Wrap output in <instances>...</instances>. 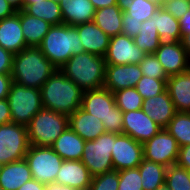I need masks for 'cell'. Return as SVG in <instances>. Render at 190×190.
<instances>
[{
  "label": "cell",
  "instance_id": "44",
  "mask_svg": "<svg viewBox=\"0 0 190 190\" xmlns=\"http://www.w3.org/2000/svg\"><path fill=\"white\" fill-rule=\"evenodd\" d=\"M13 80L11 74H0V99H6Z\"/></svg>",
  "mask_w": 190,
  "mask_h": 190
},
{
  "label": "cell",
  "instance_id": "17",
  "mask_svg": "<svg viewBox=\"0 0 190 190\" xmlns=\"http://www.w3.org/2000/svg\"><path fill=\"white\" fill-rule=\"evenodd\" d=\"M91 180L92 176L81 160H64L55 182L77 190H88Z\"/></svg>",
  "mask_w": 190,
  "mask_h": 190
},
{
  "label": "cell",
  "instance_id": "27",
  "mask_svg": "<svg viewBox=\"0 0 190 190\" xmlns=\"http://www.w3.org/2000/svg\"><path fill=\"white\" fill-rule=\"evenodd\" d=\"M155 20L160 44H173L181 41L182 34L179 20L173 17L164 7H160L152 16Z\"/></svg>",
  "mask_w": 190,
  "mask_h": 190
},
{
  "label": "cell",
  "instance_id": "54",
  "mask_svg": "<svg viewBox=\"0 0 190 190\" xmlns=\"http://www.w3.org/2000/svg\"><path fill=\"white\" fill-rule=\"evenodd\" d=\"M157 5H159L160 7H163L165 4H167L168 2H170L171 0H153Z\"/></svg>",
  "mask_w": 190,
  "mask_h": 190
},
{
  "label": "cell",
  "instance_id": "40",
  "mask_svg": "<svg viewBox=\"0 0 190 190\" xmlns=\"http://www.w3.org/2000/svg\"><path fill=\"white\" fill-rule=\"evenodd\" d=\"M173 17L180 19L189 9L190 1L171 0L163 6Z\"/></svg>",
  "mask_w": 190,
  "mask_h": 190
},
{
  "label": "cell",
  "instance_id": "14",
  "mask_svg": "<svg viewBox=\"0 0 190 190\" xmlns=\"http://www.w3.org/2000/svg\"><path fill=\"white\" fill-rule=\"evenodd\" d=\"M162 129L142 110L123 112V134L145 143Z\"/></svg>",
  "mask_w": 190,
  "mask_h": 190
},
{
  "label": "cell",
  "instance_id": "12",
  "mask_svg": "<svg viewBox=\"0 0 190 190\" xmlns=\"http://www.w3.org/2000/svg\"><path fill=\"white\" fill-rule=\"evenodd\" d=\"M111 156L114 170L138 168L143 159V144L129 135L115 133Z\"/></svg>",
  "mask_w": 190,
  "mask_h": 190
},
{
  "label": "cell",
  "instance_id": "48",
  "mask_svg": "<svg viewBox=\"0 0 190 190\" xmlns=\"http://www.w3.org/2000/svg\"><path fill=\"white\" fill-rule=\"evenodd\" d=\"M18 190H45V184H42L32 178L24 183Z\"/></svg>",
  "mask_w": 190,
  "mask_h": 190
},
{
  "label": "cell",
  "instance_id": "4",
  "mask_svg": "<svg viewBox=\"0 0 190 190\" xmlns=\"http://www.w3.org/2000/svg\"><path fill=\"white\" fill-rule=\"evenodd\" d=\"M39 48L57 69L72 56L84 52L78 30L68 24L52 25Z\"/></svg>",
  "mask_w": 190,
  "mask_h": 190
},
{
  "label": "cell",
  "instance_id": "41",
  "mask_svg": "<svg viewBox=\"0 0 190 190\" xmlns=\"http://www.w3.org/2000/svg\"><path fill=\"white\" fill-rule=\"evenodd\" d=\"M14 55L0 46V74H11Z\"/></svg>",
  "mask_w": 190,
  "mask_h": 190
},
{
  "label": "cell",
  "instance_id": "2",
  "mask_svg": "<svg viewBox=\"0 0 190 190\" xmlns=\"http://www.w3.org/2000/svg\"><path fill=\"white\" fill-rule=\"evenodd\" d=\"M40 90L45 109L69 116L81 107L84 91L59 69L55 70Z\"/></svg>",
  "mask_w": 190,
  "mask_h": 190
},
{
  "label": "cell",
  "instance_id": "35",
  "mask_svg": "<svg viewBox=\"0 0 190 190\" xmlns=\"http://www.w3.org/2000/svg\"><path fill=\"white\" fill-rule=\"evenodd\" d=\"M165 184L170 190H190V172L173 164L166 169Z\"/></svg>",
  "mask_w": 190,
  "mask_h": 190
},
{
  "label": "cell",
  "instance_id": "38",
  "mask_svg": "<svg viewBox=\"0 0 190 190\" xmlns=\"http://www.w3.org/2000/svg\"><path fill=\"white\" fill-rule=\"evenodd\" d=\"M119 172L112 170L92 177L88 190H118Z\"/></svg>",
  "mask_w": 190,
  "mask_h": 190
},
{
  "label": "cell",
  "instance_id": "21",
  "mask_svg": "<svg viewBox=\"0 0 190 190\" xmlns=\"http://www.w3.org/2000/svg\"><path fill=\"white\" fill-rule=\"evenodd\" d=\"M68 126L85 141L95 140L106 132L102 121L81 107L68 116Z\"/></svg>",
  "mask_w": 190,
  "mask_h": 190
},
{
  "label": "cell",
  "instance_id": "29",
  "mask_svg": "<svg viewBox=\"0 0 190 190\" xmlns=\"http://www.w3.org/2000/svg\"><path fill=\"white\" fill-rule=\"evenodd\" d=\"M23 11L28 15L40 18L51 25L63 24L61 7L59 3L52 0H42L33 4H23Z\"/></svg>",
  "mask_w": 190,
  "mask_h": 190
},
{
  "label": "cell",
  "instance_id": "19",
  "mask_svg": "<svg viewBox=\"0 0 190 190\" xmlns=\"http://www.w3.org/2000/svg\"><path fill=\"white\" fill-rule=\"evenodd\" d=\"M142 110L161 128H166L176 113L167 90L157 96L143 99Z\"/></svg>",
  "mask_w": 190,
  "mask_h": 190
},
{
  "label": "cell",
  "instance_id": "37",
  "mask_svg": "<svg viewBox=\"0 0 190 190\" xmlns=\"http://www.w3.org/2000/svg\"><path fill=\"white\" fill-rule=\"evenodd\" d=\"M142 74L146 77L155 79H168V75L157 57L152 54H147L139 63Z\"/></svg>",
  "mask_w": 190,
  "mask_h": 190
},
{
  "label": "cell",
  "instance_id": "10",
  "mask_svg": "<svg viewBox=\"0 0 190 190\" xmlns=\"http://www.w3.org/2000/svg\"><path fill=\"white\" fill-rule=\"evenodd\" d=\"M29 146L26 126L13 122L0 125V166L25 158Z\"/></svg>",
  "mask_w": 190,
  "mask_h": 190
},
{
  "label": "cell",
  "instance_id": "11",
  "mask_svg": "<svg viewBox=\"0 0 190 190\" xmlns=\"http://www.w3.org/2000/svg\"><path fill=\"white\" fill-rule=\"evenodd\" d=\"M178 155L179 145L165 128L143 143V158L166 167L176 164Z\"/></svg>",
  "mask_w": 190,
  "mask_h": 190
},
{
  "label": "cell",
  "instance_id": "1",
  "mask_svg": "<svg viewBox=\"0 0 190 190\" xmlns=\"http://www.w3.org/2000/svg\"><path fill=\"white\" fill-rule=\"evenodd\" d=\"M55 70L39 47H26L14 55L11 77L17 84L41 89Z\"/></svg>",
  "mask_w": 190,
  "mask_h": 190
},
{
  "label": "cell",
  "instance_id": "8",
  "mask_svg": "<svg viewBox=\"0 0 190 190\" xmlns=\"http://www.w3.org/2000/svg\"><path fill=\"white\" fill-rule=\"evenodd\" d=\"M115 133L105 132L92 141H85L81 162L92 177L114 170L112 149Z\"/></svg>",
  "mask_w": 190,
  "mask_h": 190
},
{
  "label": "cell",
  "instance_id": "57",
  "mask_svg": "<svg viewBox=\"0 0 190 190\" xmlns=\"http://www.w3.org/2000/svg\"><path fill=\"white\" fill-rule=\"evenodd\" d=\"M52 1H54L56 3H60L61 2V0H52Z\"/></svg>",
  "mask_w": 190,
  "mask_h": 190
},
{
  "label": "cell",
  "instance_id": "51",
  "mask_svg": "<svg viewBox=\"0 0 190 190\" xmlns=\"http://www.w3.org/2000/svg\"><path fill=\"white\" fill-rule=\"evenodd\" d=\"M181 43H182L184 49L186 50L187 54L190 56V33L185 34L182 37Z\"/></svg>",
  "mask_w": 190,
  "mask_h": 190
},
{
  "label": "cell",
  "instance_id": "47",
  "mask_svg": "<svg viewBox=\"0 0 190 190\" xmlns=\"http://www.w3.org/2000/svg\"><path fill=\"white\" fill-rule=\"evenodd\" d=\"M182 37L190 33V9L179 19Z\"/></svg>",
  "mask_w": 190,
  "mask_h": 190
},
{
  "label": "cell",
  "instance_id": "5",
  "mask_svg": "<svg viewBox=\"0 0 190 190\" xmlns=\"http://www.w3.org/2000/svg\"><path fill=\"white\" fill-rule=\"evenodd\" d=\"M81 108L100 119L106 132L123 134V112L108 89L102 87L84 91Z\"/></svg>",
  "mask_w": 190,
  "mask_h": 190
},
{
  "label": "cell",
  "instance_id": "23",
  "mask_svg": "<svg viewBox=\"0 0 190 190\" xmlns=\"http://www.w3.org/2000/svg\"><path fill=\"white\" fill-rule=\"evenodd\" d=\"M63 24L76 26L94 20L96 9L90 0H61Z\"/></svg>",
  "mask_w": 190,
  "mask_h": 190
},
{
  "label": "cell",
  "instance_id": "39",
  "mask_svg": "<svg viewBox=\"0 0 190 190\" xmlns=\"http://www.w3.org/2000/svg\"><path fill=\"white\" fill-rule=\"evenodd\" d=\"M118 190H143L139 168L119 170Z\"/></svg>",
  "mask_w": 190,
  "mask_h": 190
},
{
  "label": "cell",
  "instance_id": "3",
  "mask_svg": "<svg viewBox=\"0 0 190 190\" xmlns=\"http://www.w3.org/2000/svg\"><path fill=\"white\" fill-rule=\"evenodd\" d=\"M59 70L83 91L100 89L105 82V57L88 52L78 53Z\"/></svg>",
  "mask_w": 190,
  "mask_h": 190
},
{
  "label": "cell",
  "instance_id": "56",
  "mask_svg": "<svg viewBox=\"0 0 190 190\" xmlns=\"http://www.w3.org/2000/svg\"><path fill=\"white\" fill-rule=\"evenodd\" d=\"M156 190H170V188L166 184H164V185L158 187Z\"/></svg>",
  "mask_w": 190,
  "mask_h": 190
},
{
  "label": "cell",
  "instance_id": "49",
  "mask_svg": "<svg viewBox=\"0 0 190 190\" xmlns=\"http://www.w3.org/2000/svg\"><path fill=\"white\" fill-rule=\"evenodd\" d=\"M90 1L92 2L96 10L117 4V0H90Z\"/></svg>",
  "mask_w": 190,
  "mask_h": 190
},
{
  "label": "cell",
  "instance_id": "6",
  "mask_svg": "<svg viewBox=\"0 0 190 190\" xmlns=\"http://www.w3.org/2000/svg\"><path fill=\"white\" fill-rule=\"evenodd\" d=\"M26 127L31 145L51 147L68 127V116L42 108Z\"/></svg>",
  "mask_w": 190,
  "mask_h": 190
},
{
  "label": "cell",
  "instance_id": "50",
  "mask_svg": "<svg viewBox=\"0 0 190 190\" xmlns=\"http://www.w3.org/2000/svg\"><path fill=\"white\" fill-rule=\"evenodd\" d=\"M45 190H77L74 187L68 185L59 184L57 182H50L45 184Z\"/></svg>",
  "mask_w": 190,
  "mask_h": 190
},
{
  "label": "cell",
  "instance_id": "36",
  "mask_svg": "<svg viewBox=\"0 0 190 190\" xmlns=\"http://www.w3.org/2000/svg\"><path fill=\"white\" fill-rule=\"evenodd\" d=\"M167 79H155L142 76L137 82L135 89L143 99L157 96L166 90Z\"/></svg>",
  "mask_w": 190,
  "mask_h": 190
},
{
  "label": "cell",
  "instance_id": "52",
  "mask_svg": "<svg viewBox=\"0 0 190 190\" xmlns=\"http://www.w3.org/2000/svg\"><path fill=\"white\" fill-rule=\"evenodd\" d=\"M16 11L23 10V0H6Z\"/></svg>",
  "mask_w": 190,
  "mask_h": 190
},
{
  "label": "cell",
  "instance_id": "24",
  "mask_svg": "<svg viewBox=\"0 0 190 190\" xmlns=\"http://www.w3.org/2000/svg\"><path fill=\"white\" fill-rule=\"evenodd\" d=\"M31 179L32 174L25 158L0 166V186L4 190H18Z\"/></svg>",
  "mask_w": 190,
  "mask_h": 190
},
{
  "label": "cell",
  "instance_id": "25",
  "mask_svg": "<svg viewBox=\"0 0 190 190\" xmlns=\"http://www.w3.org/2000/svg\"><path fill=\"white\" fill-rule=\"evenodd\" d=\"M84 145L85 140L68 126L51 147L63 160H81Z\"/></svg>",
  "mask_w": 190,
  "mask_h": 190
},
{
  "label": "cell",
  "instance_id": "9",
  "mask_svg": "<svg viewBox=\"0 0 190 190\" xmlns=\"http://www.w3.org/2000/svg\"><path fill=\"white\" fill-rule=\"evenodd\" d=\"M25 159L29 164L32 178L42 184L55 182L57 173L64 161L52 147L31 144Z\"/></svg>",
  "mask_w": 190,
  "mask_h": 190
},
{
  "label": "cell",
  "instance_id": "43",
  "mask_svg": "<svg viewBox=\"0 0 190 190\" xmlns=\"http://www.w3.org/2000/svg\"><path fill=\"white\" fill-rule=\"evenodd\" d=\"M177 164L190 172V144L179 147Z\"/></svg>",
  "mask_w": 190,
  "mask_h": 190
},
{
  "label": "cell",
  "instance_id": "30",
  "mask_svg": "<svg viewBox=\"0 0 190 190\" xmlns=\"http://www.w3.org/2000/svg\"><path fill=\"white\" fill-rule=\"evenodd\" d=\"M138 168L141 175L143 190H156L158 187L165 184L167 169L165 165L143 158Z\"/></svg>",
  "mask_w": 190,
  "mask_h": 190
},
{
  "label": "cell",
  "instance_id": "46",
  "mask_svg": "<svg viewBox=\"0 0 190 190\" xmlns=\"http://www.w3.org/2000/svg\"><path fill=\"white\" fill-rule=\"evenodd\" d=\"M16 10L6 1L0 0V20L12 16Z\"/></svg>",
  "mask_w": 190,
  "mask_h": 190
},
{
  "label": "cell",
  "instance_id": "45",
  "mask_svg": "<svg viewBox=\"0 0 190 190\" xmlns=\"http://www.w3.org/2000/svg\"><path fill=\"white\" fill-rule=\"evenodd\" d=\"M11 111L7 99H0V125L11 123Z\"/></svg>",
  "mask_w": 190,
  "mask_h": 190
},
{
  "label": "cell",
  "instance_id": "55",
  "mask_svg": "<svg viewBox=\"0 0 190 190\" xmlns=\"http://www.w3.org/2000/svg\"><path fill=\"white\" fill-rule=\"evenodd\" d=\"M42 0H23V4H33L35 2H40Z\"/></svg>",
  "mask_w": 190,
  "mask_h": 190
},
{
  "label": "cell",
  "instance_id": "13",
  "mask_svg": "<svg viewBox=\"0 0 190 190\" xmlns=\"http://www.w3.org/2000/svg\"><path fill=\"white\" fill-rule=\"evenodd\" d=\"M146 55L132 37L119 34L110 38L105 62L112 65L139 64Z\"/></svg>",
  "mask_w": 190,
  "mask_h": 190
},
{
  "label": "cell",
  "instance_id": "33",
  "mask_svg": "<svg viewBox=\"0 0 190 190\" xmlns=\"http://www.w3.org/2000/svg\"><path fill=\"white\" fill-rule=\"evenodd\" d=\"M160 8L153 0H133L132 4L123 11L128 20L146 21Z\"/></svg>",
  "mask_w": 190,
  "mask_h": 190
},
{
  "label": "cell",
  "instance_id": "26",
  "mask_svg": "<svg viewBox=\"0 0 190 190\" xmlns=\"http://www.w3.org/2000/svg\"><path fill=\"white\" fill-rule=\"evenodd\" d=\"M23 37L27 47H39L52 25L40 18L19 11Z\"/></svg>",
  "mask_w": 190,
  "mask_h": 190
},
{
  "label": "cell",
  "instance_id": "22",
  "mask_svg": "<svg viewBox=\"0 0 190 190\" xmlns=\"http://www.w3.org/2000/svg\"><path fill=\"white\" fill-rule=\"evenodd\" d=\"M166 90L174 103L176 112H190V69L169 76Z\"/></svg>",
  "mask_w": 190,
  "mask_h": 190
},
{
  "label": "cell",
  "instance_id": "28",
  "mask_svg": "<svg viewBox=\"0 0 190 190\" xmlns=\"http://www.w3.org/2000/svg\"><path fill=\"white\" fill-rule=\"evenodd\" d=\"M122 17L123 11L116 4L97 9L93 22L111 38L122 34Z\"/></svg>",
  "mask_w": 190,
  "mask_h": 190
},
{
  "label": "cell",
  "instance_id": "34",
  "mask_svg": "<svg viewBox=\"0 0 190 190\" xmlns=\"http://www.w3.org/2000/svg\"><path fill=\"white\" fill-rule=\"evenodd\" d=\"M115 104L122 112L142 109L143 97L137 92L135 87L125 88L113 92Z\"/></svg>",
  "mask_w": 190,
  "mask_h": 190
},
{
  "label": "cell",
  "instance_id": "7",
  "mask_svg": "<svg viewBox=\"0 0 190 190\" xmlns=\"http://www.w3.org/2000/svg\"><path fill=\"white\" fill-rule=\"evenodd\" d=\"M6 99L12 122L24 126L43 108L40 89L25 87L15 82H12Z\"/></svg>",
  "mask_w": 190,
  "mask_h": 190
},
{
  "label": "cell",
  "instance_id": "18",
  "mask_svg": "<svg viewBox=\"0 0 190 190\" xmlns=\"http://www.w3.org/2000/svg\"><path fill=\"white\" fill-rule=\"evenodd\" d=\"M78 30L84 52L105 57L110 37L93 21L75 26Z\"/></svg>",
  "mask_w": 190,
  "mask_h": 190
},
{
  "label": "cell",
  "instance_id": "32",
  "mask_svg": "<svg viewBox=\"0 0 190 190\" xmlns=\"http://www.w3.org/2000/svg\"><path fill=\"white\" fill-rule=\"evenodd\" d=\"M177 141L179 147L190 144V112H176L165 128Z\"/></svg>",
  "mask_w": 190,
  "mask_h": 190
},
{
  "label": "cell",
  "instance_id": "15",
  "mask_svg": "<svg viewBox=\"0 0 190 190\" xmlns=\"http://www.w3.org/2000/svg\"><path fill=\"white\" fill-rule=\"evenodd\" d=\"M142 76L139 64H106L103 87L112 93L125 88L135 87Z\"/></svg>",
  "mask_w": 190,
  "mask_h": 190
},
{
  "label": "cell",
  "instance_id": "53",
  "mask_svg": "<svg viewBox=\"0 0 190 190\" xmlns=\"http://www.w3.org/2000/svg\"><path fill=\"white\" fill-rule=\"evenodd\" d=\"M132 2L133 0H117V5L122 11H124L129 5L132 4Z\"/></svg>",
  "mask_w": 190,
  "mask_h": 190
},
{
  "label": "cell",
  "instance_id": "20",
  "mask_svg": "<svg viewBox=\"0 0 190 190\" xmlns=\"http://www.w3.org/2000/svg\"><path fill=\"white\" fill-rule=\"evenodd\" d=\"M0 46L13 55L27 47L22 33L19 11L0 20Z\"/></svg>",
  "mask_w": 190,
  "mask_h": 190
},
{
  "label": "cell",
  "instance_id": "31",
  "mask_svg": "<svg viewBox=\"0 0 190 190\" xmlns=\"http://www.w3.org/2000/svg\"><path fill=\"white\" fill-rule=\"evenodd\" d=\"M155 26V20L143 21L137 36L133 38L134 43L145 53L152 54L160 46V36Z\"/></svg>",
  "mask_w": 190,
  "mask_h": 190
},
{
  "label": "cell",
  "instance_id": "16",
  "mask_svg": "<svg viewBox=\"0 0 190 190\" xmlns=\"http://www.w3.org/2000/svg\"><path fill=\"white\" fill-rule=\"evenodd\" d=\"M168 76L181 74L189 70L190 56L184 49L181 41L173 44H160L154 52Z\"/></svg>",
  "mask_w": 190,
  "mask_h": 190
},
{
  "label": "cell",
  "instance_id": "42",
  "mask_svg": "<svg viewBox=\"0 0 190 190\" xmlns=\"http://www.w3.org/2000/svg\"><path fill=\"white\" fill-rule=\"evenodd\" d=\"M122 24V34L132 38L138 35L142 26L141 21L128 20L124 15L122 17Z\"/></svg>",
  "mask_w": 190,
  "mask_h": 190
}]
</instances>
